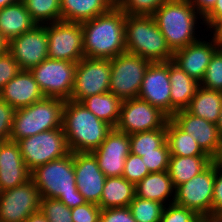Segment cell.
Here are the masks:
<instances>
[{
  "instance_id": "e575fe53",
  "label": "cell",
  "mask_w": 222,
  "mask_h": 222,
  "mask_svg": "<svg viewBox=\"0 0 222 222\" xmlns=\"http://www.w3.org/2000/svg\"><path fill=\"white\" fill-rule=\"evenodd\" d=\"M200 86L222 92V46L214 52Z\"/></svg>"
},
{
  "instance_id": "ee69618b",
  "label": "cell",
  "mask_w": 222,
  "mask_h": 222,
  "mask_svg": "<svg viewBox=\"0 0 222 222\" xmlns=\"http://www.w3.org/2000/svg\"><path fill=\"white\" fill-rule=\"evenodd\" d=\"M99 222H136L129 207L102 209Z\"/></svg>"
},
{
  "instance_id": "484cf974",
  "label": "cell",
  "mask_w": 222,
  "mask_h": 222,
  "mask_svg": "<svg viewBox=\"0 0 222 222\" xmlns=\"http://www.w3.org/2000/svg\"><path fill=\"white\" fill-rule=\"evenodd\" d=\"M36 25L22 1L0 9V32L8 41L32 30Z\"/></svg>"
},
{
  "instance_id": "ba28073f",
  "label": "cell",
  "mask_w": 222,
  "mask_h": 222,
  "mask_svg": "<svg viewBox=\"0 0 222 222\" xmlns=\"http://www.w3.org/2000/svg\"><path fill=\"white\" fill-rule=\"evenodd\" d=\"M17 143L20 147L23 161L30 171L70 153L63 127L43 131L20 139Z\"/></svg>"
},
{
  "instance_id": "681fc988",
  "label": "cell",
  "mask_w": 222,
  "mask_h": 222,
  "mask_svg": "<svg viewBox=\"0 0 222 222\" xmlns=\"http://www.w3.org/2000/svg\"><path fill=\"white\" fill-rule=\"evenodd\" d=\"M214 39L222 46V20H220L211 30Z\"/></svg>"
},
{
  "instance_id": "8992f818",
  "label": "cell",
  "mask_w": 222,
  "mask_h": 222,
  "mask_svg": "<svg viewBox=\"0 0 222 222\" xmlns=\"http://www.w3.org/2000/svg\"><path fill=\"white\" fill-rule=\"evenodd\" d=\"M65 100L49 98L15 110L10 140L17 142L46 130L62 128Z\"/></svg>"
},
{
  "instance_id": "9c48e42d",
  "label": "cell",
  "mask_w": 222,
  "mask_h": 222,
  "mask_svg": "<svg viewBox=\"0 0 222 222\" xmlns=\"http://www.w3.org/2000/svg\"><path fill=\"white\" fill-rule=\"evenodd\" d=\"M77 63L47 58L30 70L45 97L70 100Z\"/></svg>"
},
{
  "instance_id": "8fae6325",
  "label": "cell",
  "mask_w": 222,
  "mask_h": 222,
  "mask_svg": "<svg viewBox=\"0 0 222 222\" xmlns=\"http://www.w3.org/2000/svg\"><path fill=\"white\" fill-rule=\"evenodd\" d=\"M48 58L78 63L84 58L81 23L58 21L46 24Z\"/></svg>"
},
{
  "instance_id": "836d02e7",
  "label": "cell",
  "mask_w": 222,
  "mask_h": 222,
  "mask_svg": "<svg viewBox=\"0 0 222 222\" xmlns=\"http://www.w3.org/2000/svg\"><path fill=\"white\" fill-rule=\"evenodd\" d=\"M166 205L134 196L129 204L130 211L136 222H160Z\"/></svg>"
},
{
  "instance_id": "ffe728a7",
  "label": "cell",
  "mask_w": 222,
  "mask_h": 222,
  "mask_svg": "<svg viewBox=\"0 0 222 222\" xmlns=\"http://www.w3.org/2000/svg\"><path fill=\"white\" fill-rule=\"evenodd\" d=\"M170 119L181 130L190 134L207 155L214 157L220 140L219 130L215 123L196 117L185 109L178 110Z\"/></svg>"
},
{
  "instance_id": "4dcf8cb0",
  "label": "cell",
  "mask_w": 222,
  "mask_h": 222,
  "mask_svg": "<svg viewBox=\"0 0 222 222\" xmlns=\"http://www.w3.org/2000/svg\"><path fill=\"white\" fill-rule=\"evenodd\" d=\"M166 140L171 156H209L190 134L181 130L170 118L166 123Z\"/></svg>"
},
{
  "instance_id": "db71d44e",
  "label": "cell",
  "mask_w": 222,
  "mask_h": 222,
  "mask_svg": "<svg viewBox=\"0 0 222 222\" xmlns=\"http://www.w3.org/2000/svg\"><path fill=\"white\" fill-rule=\"evenodd\" d=\"M19 1H21V0H0V9H2L8 5L15 4Z\"/></svg>"
},
{
  "instance_id": "7dc6e473",
  "label": "cell",
  "mask_w": 222,
  "mask_h": 222,
  "mask_svg": "<svg viewBox=\"0 0 222 222\" xmlns=\"http://www.w3.org/2000/svg\"><path fill=\"white\" fill-rule=\"evenodd\" d=\"M195 10L204 17L215 5L217 0H189Z\"/></svg>"
},
{
  "instance_id": "1f68e13d",
  "label": "cell",
  "mask_w": 222,
  "mask_h": 222,
  "mask_svg": "<svg viewBox=\"0 0 222 222\" xmlns=\"http://www.w3.org/2000/svg\"><path fill=\"white\" fill-rule=\"evenodd\" d=\"M32 19L38 24L62 21L60 0H21Z\"/></svg>"
},
{
  "instance_id": "b9f144b4",
  "label": "cell",
  "mask_w": 222,
  "mask_h": 222,
  "mask_svg": "<svg viewBox=\"0 0 222 222\" xmlns=\"http://www.w3.org/2000/svg\"><path fill=\"white\" fill-rule=\"evenodd\" d=\"M20 71L17 61L9 52L0 55V90Z\"/></svg>"
},
{
  "instance_id": "f5cc1de1",
  "label": "cell",
  "mask_w": 222,
  "mask_h": 222,
  "mask_svg": "<svg viewBox=\"0 0 222 222\" xmlns=\"http://www.w3.org/2000/svg\"><path fill=\"white\" fill-rule=\"evenodd\" d=\"M9 52V41L0 32V55Z\"/></svg>"
},
{
  "instance_id": "7402d4cb",
  "label": "cell",
  "mask_w": 222,
  "mask_h": 222,
  "mask_svg": "<svg viewBox=\"0 0 222 222\" xmlns=\"http://www.w3.org/2000/svg\"><path fill=\"white\" fill-rule=\"evenodd\" d=\"M0 98L17 110L38 102L45 96L32 73L21 70L0 90Z\"/></svg>"
},
{
  "instance_id": "7a4b0ae2",
  "label": "cell",
  "mask_w": 222,
  "mask_h": 222,
  "mask_svg": "<svg viewBox=\"0 0 222 222\" xmlns=\"http://www.w3.org/2000/svg\"><path fill=\"white\" fill-rule=\"evenodd\" d=\"M31 179L41 198H55L72 209L87 203L76 186L74 153L40 165L31 171Z\"/></svg>"
},
{
  "instance_id": "f6af8a7d",
  "label": "cell",
  "mask_w": 222,
  "mask_h": 222,
  "mask_svg": "<svg viewBox=\"0 0 222 222\" xmlns=\"http://www.w3.org/2000/svg\"><path fill=\"white\" fill-rule=\"evenodd\" d=\"M222 209V165L215 163V184L212 199V212Z\"/></svg>"
},
{
  "instance_id": "d4e9b609",
  "label": "cell",
  "mask_w": 222,
  "mask_h": 222,
  "mask_svg": "<svg viewBox=\"0 0 222 222\" xmlns=\"http://www.w3.org/2000/svg\"><path fill=\"white\" fill-rule=\"evenodd\" d=\"M114 0H60L62 21L82 23L110 11Z\"/></svg>"
},
{
  "instance_id": "30bf717a",
  "label": "cell",
  "mask_w": 222,
  "mask_h": 222,
  "mask_svg": "<svg viewBox=\"0 0 222 222\" xmlns=\"http://www.w3.org/2000/svg\"><path fill=\"white\" fill-rule=\"evenodd\" d=\"M169 117L159 108L140 98L122 101L115 129L128 135L166 128Z\"/></svg>"
},
{
  "instance_id": "7c38bea8",
  "label": "cell",
  "mask_w": 222,
  "mask_h": 222,
  "mask_svg": "<svg viewBox=\"0 0 222 222\" xmlns=\"http://www.w3.org/2000/svg\"><path fill=\"white\" fill-rule=\"evenodd\" d=\"M110 59L82 58L76 66L71 100L81 102L96 94L109 92Z\"/></svg>"
},
{
  "instance_id": "bcb514c9",
  "label": "cell",
  "mask_w": 222,
  "mask_h": 222,
  "mask_svg": "<svg viewBox=\"0 0 222 222\" xmlns=\"http://www.w3.org/2000/svg\"><path fill=\"white\" fill-rule=\"evenodd\" d=\"M220 20H222V0H217L214 7L203 17L202 25L211 30ZM209 28V29H208Z\"/></svg>"
},
{
  "instance_id": "e0dca14e",
  "label": "cell",
  "mask_w": 222,
  "mask_h": 222,
  "mask_svg": "<svg viewBox=\"0 0 222 222\" xmlns=\"http://www.w3.org/2000/svg\"><path fill=\"white\" fill-rule=\"evenodd\" d=\"M106 177L122 176L130 154L129 135L112 128L101 145L91 152Z\"/></svg>"
},
{
  "instance_id": "ac0fdd59",
  "label": "cell",
  "mask_w": 222,
  "mask_h": 222,
  "mask_svg": "<svg viewBox=\"0 0 222 222\" xmlns=\"http://www.w3.org/2000/svg\"><path fill=\"white\" fill-rule=\"evenodd\" d=\"M76 186L85 200L100 206L106 176L91 152H74Z\"/></svg>"
},
{
  "instance_id": "4316f807",
  "label": "cell",
  "mask_w": 222,
  "mask_h": 222,
  "mask_svg": "<svg viewBox=\"0 0 222 222\" xmlns=\"http://www.w3.org/2000/svg\"><path fill=\"white\" fill-rule=\"evenodd\" d=\"M211 163L210 156H170L167 171L176 188L204 171Z\"/></svg>"
},
{
  "instance_id": "74e56055",
  "label": "cell",
  "mask_w": 222,
  "mask_h": 222,
  "mask_svg": "<svg viewBox=\"0 0 222 222\" xmlns=\"http://www.w3.org/2000/svg\"><path fill=\"white\" fill-rule=\"evenodd\" d=\"M168 0H118L116 5L126 15H152Z\"/></svg>"
},
{
  "instance_id": "d6a6232c",
  "label": "cell",
  "mask_w": 222,
  "mask_h": 222,
  "mask_svg": "<svg viewBox=\"0 0 222 222\" xmlns=\"http://www.w3.org/2000/svg\"><path fill=\"white\" fill-rule=\"evenodd\" d=\"M130 153H149L157 152L166 141V128L138 132L129 135Z\"/></svg>"
},
{
  "instance_id": "9f6ffc18",
  "label": "cell",
  "mask_w": 222,
  "mask_h": 222,
  "mask_svg": "<svg viewBox=\"0 0 222 222\" xmlns=\"http://www.w3.org/2000/svg\"><path fill=\"white\" fill-rule=\"evenodd\" d=\"M219 212V214L222 216V209L220 210V211H218Z\"/></svg>"
},
{
  "instance_id": "44dd1931",
  "label": "cell",
  "mask_w": 222,
  "mask_h": 222,
  "mask_svg": "<svg viewBox=\"0 0 222 222\" xmlns=\"http://www.w3.org/2000/svg\"><path fill=\"white\" fill-rule=\"evenodd\" d=\"M31 179L17 142L0 143V191L15 188Z\"/></svg>"
},
{
  "instance_id": "4fadbf2b",
  "label": "cell",
  "mask_w": 222,
  "mask_h": 222,
  "mask_svg": "<svg viewBox=\"0 0 222 222\" xmlns=\"http://www.w3.org/2000/svg\"><path fill=\"white\" fill-rule=\"evenodd\" d=\"M41 196L32 179L15 188L0 191V222H24L40 211Z\"/></svg>"
},
{
  "instance_id": "5b68a950",
  "label": "cell",
  "mask_w": 222,
  "mask_h": 222,
  "mask_svg": "<svg viewBox=\"0 0 222 222\" xmlns=\"http://www.w3.org/2000/svg\"><path fill=\"white\" fill-rule=\"evenodd\" d=\"M126 52L136 54L151 63L173 59V51L155 23L152 15H126Z\"/></svg>"
},
{
  "instance_id": "83f0119b",
  "label": "cell",
  "mask_w": 222,
  "mask_h": 222,
  "mask_svg": "<svg viewBox=\"0 0 222 222\" xmlns=\"http://www.w3.org/2000/svg\"><path fill=\"white\" fill-rule=\"evenodd\" d=\"M135 196V185L122 176L106 177L100 198L101 209L129 207Z\"/></svg>"
},
{
  "instance_id": "cb8c5ba5",
  "label": "cell",
  "mask_w": 222,
  "mask_h": 222,
  "mask_svg": "<svg viewBox=\"0 0 222 222\" xmlns=\"http://www.w3.org/2000/svg\"><path fill=\"white\" fill-rule=\"evenodd\" d=\"M169 78L172 117L178 110L185 109L189 105L200 87V83L191 78L172 60L169 61Z\"/></svg>"
},
{
  "instance_id": "f1b7e54d",
  "label": "cell",
  "mask_w": 222,
  "mask_h": 222,
  "mask_svg": "<svg viewBox=\"0 0 222 222\" xmlns=\"http://www.w3.org/2000/svg\"><path fill=\"white\" fill-rule=\"evenodd\" d=\"M222 108V92L199 87L185 110L209 122L217 124Z\"/></svg>"
},
{
  "instance_id": "f546056e",
  "label": "cell",
  "mask_w": 222,
  "mask_h": 222,
  "mask_svg": "<svg viewBox=\"0 0 222 222\" xmlns=\"http://www.w3.org/2000/svg\"><path fill=\"white\" fill-rule=\"evenodd\" d=\"M81 103L100 120L115 128L119 120L122 100L111 92L89 96Z\"/></svg>"
},
{
  "instance_id": "f907efd6",
  "label": "cell",
  "mask_w": 222,
  "mask_h": 222,
  "mask_svg": "<svg viewBox=\"0 0 222 222\" xmlns=\"http://www.w3.org/2000/svg\"><path fill=\"white\" fill-rule=\"evenodd\" d=\"M24 222H49L41 211L31 214Z\"/></svg>"
},
{
  "instance_id": "816d5d0a",
  "label": "cell",
  "mask_w": 222,
  "mask_h": 222,
  "mask_svg": "<svg viewBox=\"0 0 222 222\" xmlns=\"http://www.w3.org/2000/svg\"><path fill=\"white\" fill-rule=\"evenodd\" d=\"M212 162L222 165V134L220 135L218 150L212 158Z\"/></svg>"
},
{
  "instance_id": "ab89813d",
  "label": "cell",
  "mask_w": 222,
  "mask_h": 222,
  "mask_svg": "<svg viewBox=\"0 0 222 222\" xmlns=\"http://www.w3.org/2000/svg\"><path fill=\"white\" fill-rule=\"evenodd\" d=\"M160 222H198V214L175 203L166 205Z\"/></svg>"
},
{
  "instance_id": "11a10c76",
  "label": "cell",
  "mask_w": 222,
  "mask_h": 222,
  "mask_svg": "<svg viewBox=\"0 0 222 222\" xmlns=\"http://www.w3.org/2000/svg\"><path fill=\"white\" fill-rule=\"evenodd\" d=\"M216 125L219 130V134L221 135L222 134V108H221L219 119Z\"/></svg>"
},
{
  "instance_id": "3957f363",
  "label": "cell",
  "mask_w": 222,
  "mask_h": 222,
  "mask_svg": "<svg viewBox=\"0 0 222 222\" xmlns=\"http://www.w3.org/2000/svg\"><path fill=\"white\" fill-rule=\"evenodd\" d=\"M62 127L70 152H92L105 140L112 127L81 102L66 100Z\"/></svg>"
},
{
  "instance_id": "d590c367",
  "label": "cell",
  "mask_w": 222,
  "mask_h": 222,
  "mask_svg": "<svg viewBox=\"0 0 222 222\" xmlns=\"http://www.w3.org/2000/svg\"><path fill=\"white\" fill-rule=\"evenodd\" d=\"M40 211L49 222H73L71 209L55 198H41Z\"/></svg>"
},
{
  "instance_id": "6da1fadb",
  "label": "cell",
  "mask_w": 222,
  "mask_h": 222,
  "mask_svg": "<svg viewBox=\"0 0 222 222\" xmlns=\"http://www.w3.org/2000/svg\"><path fill=\"white\" fill-rule=\"evenodd\" d=\"M125 19L126 14L115 5L110 11L82 22L84 56L113 59L126 52Z\"/></svg>"
},
{
  "instance_id": "5bb4252c",
  "label": "cell",
  "mask_w": 222,
  "mask_h": 222,
  "mask_svg": "<svg viewBox=\"0 0 222 222\" xmlns=\"http://www.w3.org/2000/svg\"><path fill=\"white\" fill-rule=\"evenodd\" d=\"M215 184V163L189 181L175 188V204L194 210L197 214L212 212Z\"/></svg>"
},
{
  "instance_id": "277c9868",
  "label": "cell",
  "mask_w": 222,
  "mask_h": 222,
  "mask_svg": "<svg viewBox=\"0 0 222 222\" xmlns=\"http://www.w3.org/2000/svg\"><path fill=\"white\" fill-rule=\"evenodd\" d=\"M152 16L173 52L199 39L195 30L203 17L189 0H168Z\"/></svg>"
},
{
  "instance_id": "9a60e30c",
  "label": "cell",
  "mask_w": 222,
  "mask_h": 222,
  "mask_svg": "<svg viewBox=\"0 0 222 222\" xmlns=\"http://www.w3.org/2000/svg\"><path fill=\"white\" fill-rule=\"evenodd\" d=\"M9 53L17 61L21 70L30 71L48 58V38L46 24L36 25L9 41Z\"/></svg>"
},
{
  "instance_id": "f35d334b",
  "label": "cell",
  "mask_w": 222,
  "mask_h": 222,
  "mask_svg": "<svg viewBox=\"0 0 222 222\" xmlns=\"http://www.w3.org/2000/svg\"><path fill=\"white\" fill-rule=\"evenodd\" d=\"M149 173L150 172L148 171L147 166H145L142 157L132 153L127 156L122 177L136 185Z\"/></svg>"
},
{
  "instance_id": "7bdbcfd3",
  "label": "cell",
  "mask_w": 222,
  "mask_h": 222,
  "mask_svg": "<svg viewBox=\"0 0 222 222\" xmlns=\"http://www.w3.org/2000/svg\"><path fill=\"white\" fill-rule=\"evenodd\" d=\"M15 109L0 98V142L10 140Z\"/></svg>"
},
{
  "instance_id": "52a82bcc",
  "label": "cell",
  "mask_w": 222,
  "mask_h": 222,
  "mask_svg": "<svg viewBox=\"0 0 222 222\" xmlns=\"http://www.w3.org/2000/svg\"><path fill=\"white\" fill-rule=\"evenodd\" d=\"M150 63L149 60L129 52L110 59L109 92L122 101L137 98L145 71Z\"/></svg>"
},
{
  "instance_id": "8d00e7d4",
  "label": "cell",
  "mask_w": 222,
  "mask_h": 222,
  "mask_svg": "<svg viewBox=\"0 0 222 222\" xmlns=\"http://www.w3.org/2000/svg\"><path fill=\"white\" fill-rule=\"evenodd\" d=\"M132 154L142 157V160L150 173L168 170L171 154L167 140L159 148H157V152Z\"/></svg>"
},
{
  "instance_id": "2e32d148",
  "label": "cell",
  "mask_w": 222,
  "mask_h": 222,
  "mask_svg": "<svg viewBox=\"0 0 222 222\" xmlns=\"http://www.w3.org/2000/svg\"><path fill=\"white\" fill-rule=\"evenodd\" d=\"M170 90L169 61L150 63L145 71L138 98L148 101L171 118Z\"/></svg>"
},
{
  "instance_id": "c3c4849f",
  "label": "cell",
  "mask_w": 222,
  "mask_h": 222,
  "mask_svg": "<svg viewBox=\"0 0 222 222\" xmlns=\"http://www.w3.org/2000/svg\"><path fill=\"white\" fill-rule=\"evenodd\" d=\"M198 222H222L219 212H206L198 214Z\"/></svg>"
},
{
  "instance_id": "603a6c76",
  "label": "cell",
  "mask_w": 222,
  "mask_h": 222,
  "mask_svg": "<svg viewBox=\"0 0 222 222\" xmlns=\"http://www.w3.org/2000/svg\"><path fill=\"white\" fill-rule=\"evenodd\" d=\"M135 196L164 205L172 204L175 199V188L168 171L153 172L145 176L135 185Z\"/></svg>"
},
{
  "instance_id": "60d3db41",
  "label": "cell",
  "mask_w": 222,
  "mask_h": 222,
  "mask_svg": "<svg viewBox=\"0 0 222 222\" xmlns=\"http://www.w3.org/2000/svg\"><path fill=\"white\" fill-rule=\"evenodd\" d=\"M101 207L98 204L87 202L84 205L71 209L73 222H99Z\"/></svg>"
},
{
  "instance_id": "d6986e66",
  "label": "cell",
  "mask_w": 222,
  "mask_h": 222,
  "mask_svg": "<svg viewBox=\"0 0 222 222\" xmlns=\"http://www.w3.org/2000/svg\"><path fill=\"white\" fill-rule=\"evenodd\" d=\"M211 37V41L208 39L209 42L201 37L173 53L172 61L199 83L205 76L214 52L220 47L214 37Z\"/></svg>"
}]
</instances>
